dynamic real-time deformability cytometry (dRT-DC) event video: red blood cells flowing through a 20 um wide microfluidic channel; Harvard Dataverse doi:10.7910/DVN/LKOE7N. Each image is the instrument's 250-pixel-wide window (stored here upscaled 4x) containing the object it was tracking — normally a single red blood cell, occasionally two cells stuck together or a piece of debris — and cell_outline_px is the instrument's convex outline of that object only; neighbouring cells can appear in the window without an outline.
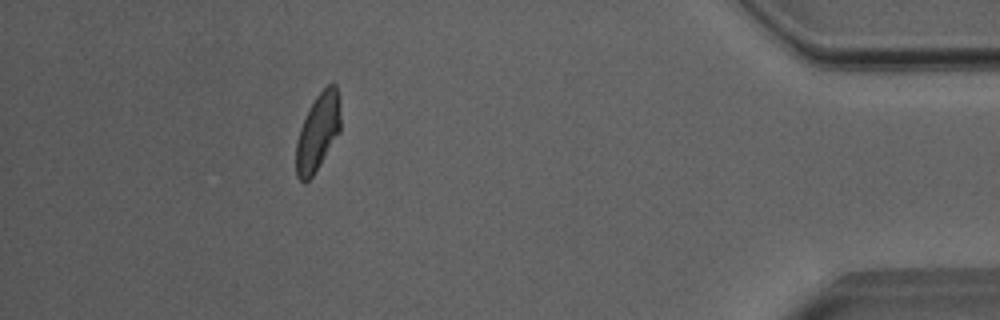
{"species": "Egyptian fruit bat (a non-hibernating species)", "species_latin": "Rousettus aegyptiacus", "temperature_condition": "room temperature", "stored_images_in_passage": 35, "camera_frame_rate_fps": 3000, "um_per_image_px": 0.085, "animal": {"sex": "male"}, "frame": {"image": 1, "passage_image": 35, "time_ms": 11.333, "image_size_px": [1000, 320], "cell_outline_px": [[340, 132], [312, 176], [308, 180], [300, 180], [296, 176], [296, 140], [300, 128], [316, 96], [328, 84], [336, 84], [340, 100]], "centroid_in_image_um": [27.03, 11.21], "position_along_channel_um": 408.2, "area_um2": 19.71}, "authors_computed_cell_mechanics": {"area_um2": 20.5768, "velocity_mm_per_s": 4.0056, "shape_relaxation_time_tau1_ms": 4.8222, "shape_relaxation_time_tau2_ms": 1.7338, "deformation_change_tau1": 0.1412, "deformation_change_tau2": 0.0721}}